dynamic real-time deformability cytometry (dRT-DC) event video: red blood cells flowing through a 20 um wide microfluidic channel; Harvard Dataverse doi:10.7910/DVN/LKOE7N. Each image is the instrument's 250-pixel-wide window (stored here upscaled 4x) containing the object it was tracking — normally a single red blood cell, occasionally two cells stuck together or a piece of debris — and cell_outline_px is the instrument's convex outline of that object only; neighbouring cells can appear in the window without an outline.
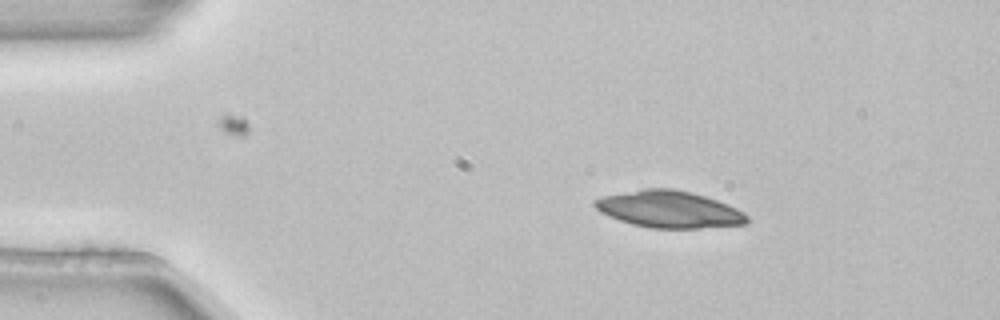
{"species": "common noctule bat (a hibernating species)", "species_latin": "Nyctalus noctula", "temperature_condition": "room temperature", "stored_images_in_passage": 3, "camera_frame_rate_fps": 3000, "um_per_image_px": 0.085, "animal": {"sex": "female", "body_mass_g": 22.7, "forearm_length_mm": 54.2}, "frame": {"image": 1, "passage_image": 1, "time_ms": 0.0, "image_size_px": [1000, 320], "cell_outline_px": [[748, 224], [700, 228], [652, 228], [632, 224], [608, 216], [600, 212], [592, 204], [592, 200], [600, 196], [644, 188], [672, 188], [692, 192], [728, 204], [744, 212], [748, 216]], "centroid_in_image_um": [56.85, 17.78], "position_along_channel_um": 28.1, "area_um2": 32.95}}